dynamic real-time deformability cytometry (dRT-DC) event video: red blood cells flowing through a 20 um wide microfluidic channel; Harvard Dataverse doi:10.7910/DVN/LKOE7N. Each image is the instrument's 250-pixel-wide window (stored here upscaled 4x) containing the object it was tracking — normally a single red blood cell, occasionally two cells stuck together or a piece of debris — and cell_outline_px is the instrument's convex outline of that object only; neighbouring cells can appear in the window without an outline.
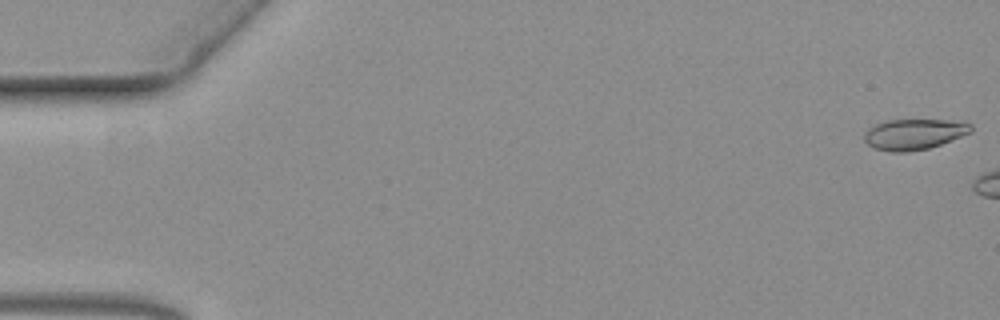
{"species": "common noctule bat (a hibernating species)", "species_latin": "Nyctalus noctula", "temperature_condition": "warm", "stored_images_in_passage": 6, "camera_frame_rate_fps": 3000, "um_per_image_px": 0.085, "animal": {"sex": "female", "body_mass_g": 19.3, "forearm_length_mm": 54.1}, "frame": {"image": 1, "passage_image": 1, "time_ms": 0.0, "image_size_px": [1000, 320], "cell_outline_px": [[972, 132], [940, 144], [928, 148], [908, 152], [892, 152], [876, 148], [868, 144], [864, 140], [864, 132], [868, 128], [876, 124], [888, 120], [944, 120], [972, 124]], "centroid_in_image_um": [77.67, 11.41], "position_along_channel_um": 7.3, "area_um2": 18.84}}